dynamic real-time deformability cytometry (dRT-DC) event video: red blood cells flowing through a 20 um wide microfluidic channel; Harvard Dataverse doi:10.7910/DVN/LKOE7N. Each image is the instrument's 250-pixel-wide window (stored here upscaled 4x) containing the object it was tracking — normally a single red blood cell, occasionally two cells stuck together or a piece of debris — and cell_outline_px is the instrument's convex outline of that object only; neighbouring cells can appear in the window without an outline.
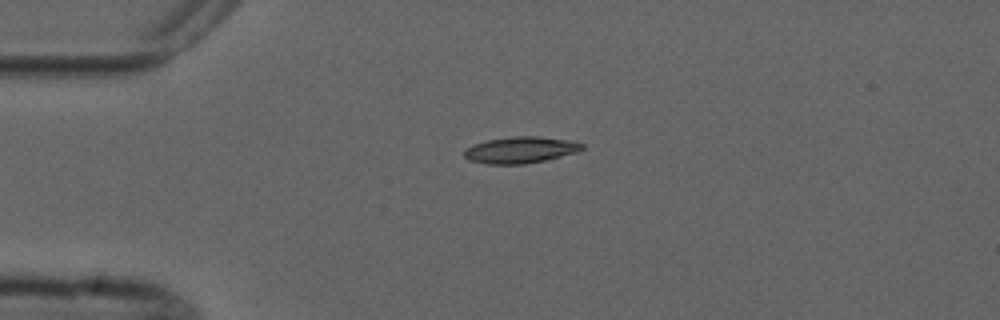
{"species": "common noctule bat (a hibernating species)", "species_latin": "Nyctalus noctula", "temperature_condition": "cold", "stored_images_in_passage": 6, "camera_frame_rate_fps": 3000, "um_per_image_px": 0.085, "animal": {"sex": "male", "forearm_length_mm": 52.5}, "frame": {"image": 1, "passage_image": 1, "time_ms": 0.0, "image_size_px": [1000, 320], "cell_outline_px": [[584, 148], [576, 152], [548, 160], [524, 164], [488, 164], [468, 160], [464, 156], [464, 148], [472, 144], [488, 140], [512, 136], [536, 136], [568, 140], [584, 144]], "centroid_in_image_um": [44.21, 12.75], "position_along_channel_um": 40.8, "area_um2": 18.26}}
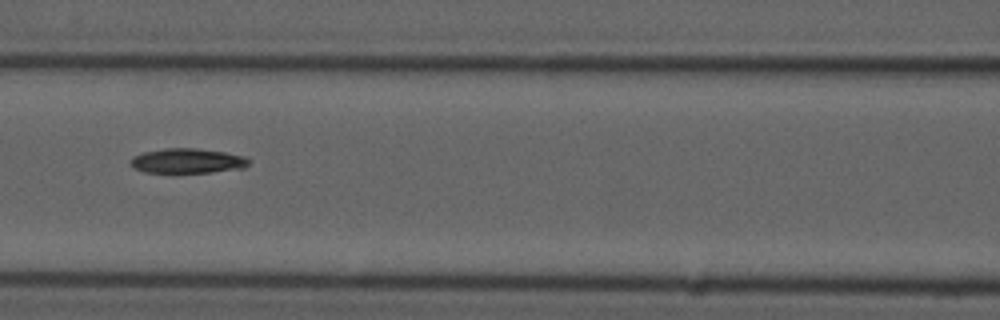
{"frame": {"image": 2, "passage_image": 4, "time_ms": 3.667, "image_size_px": [1000, 320], "cell_outline_px": [[252, 160], [244, 168], [212, 172], [144, 172], [128, 164], [132, 156], [144, 152], [164, 148], [196, 148], [224, 152], [244, 156]], "centroid_in_image_um": [15.93, 13.66], "position_along_channel_um": 150.7, "area_um2": 17.11}}
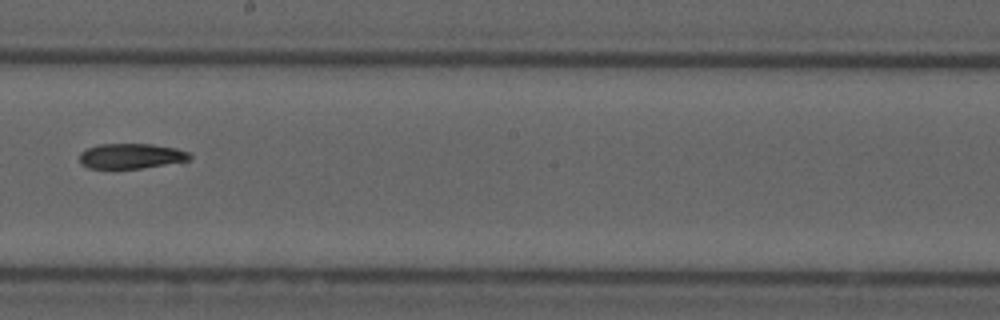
{"frame": {"image": 3, "passage_image": 6, "time_ms": 6.0, "image_size_px": [1000, 320], "cell_outline_px": [[192, 156], [188, 160], [140, 168], [88, 168], [80, 164], [80, 152], [88, 148], [100, 144], [152, 144], [176, 148], [192, 152]], "centroid_in_image_um": [11.14, 13.25], "position_along_channel_um": 237.1, "area_um2": 16.07}}